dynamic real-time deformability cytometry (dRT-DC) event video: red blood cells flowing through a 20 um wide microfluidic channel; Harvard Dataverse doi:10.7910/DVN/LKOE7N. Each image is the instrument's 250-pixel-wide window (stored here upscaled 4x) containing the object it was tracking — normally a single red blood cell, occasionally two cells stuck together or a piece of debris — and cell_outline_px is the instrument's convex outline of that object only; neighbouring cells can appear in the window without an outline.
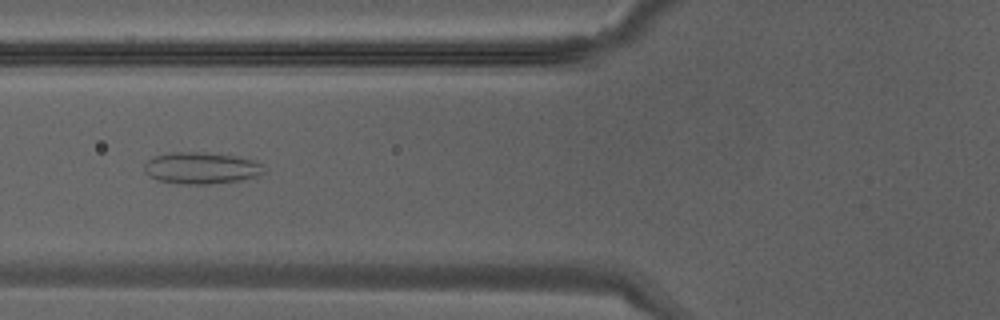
{"species": "Egyptian fruit bat (a non-hibernating species)", "species_latin": "Rousettus aegyptiacus", "temperature_condition": "warm", "stored_images_in_passage": 36, "camera_frame_rate_fps": 3000, "um_per_image_px": 0.085, "animal": {"sex": "male"}, "frame": {"image": 1, "passage_image": 12, "time_ms": 3.667, "image_size_px": [1000, 320], "cell_outline_px": [[264, 172], [256, 176], [240, 180], [208, 184], [180, 184], [156, 180], [148, 176], [144, 172], [144, 164], [152, 156], [172, 152], [204, 152], [236, 156], [256, 160], [260, 164]], "centroid_in_image_um": [17.05, 14.28], "position_along_channel_um": 108.8, "area_um2": 22.2}}
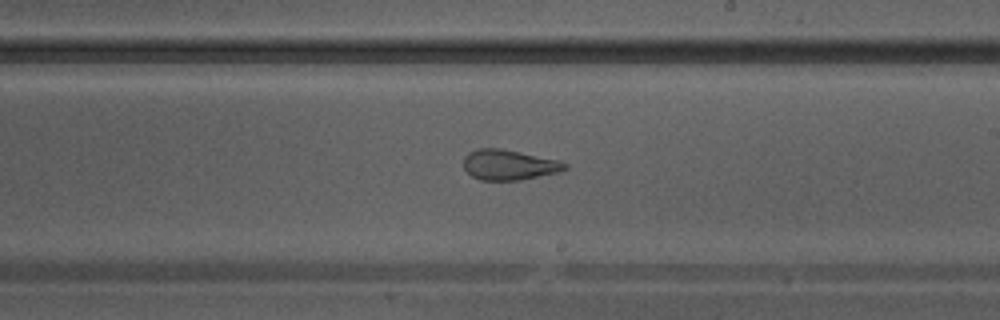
{"frame": {"image": 2, "passage_image": 20, "time_ms": 6.333, "image_size_px": [1000, 320], "cell_outline_px": [[568, 168], [560, 172], [520, 180], [480, 180], [472, 176], [464, 168], [464, 156], [468, 152], [476, 148], [500, 148], [556, 160], [568, 164]], "centroid_in_image_um": [43.24, 14.01], "position_along_channel_um": 245.8, "area_um2": 17.8}}
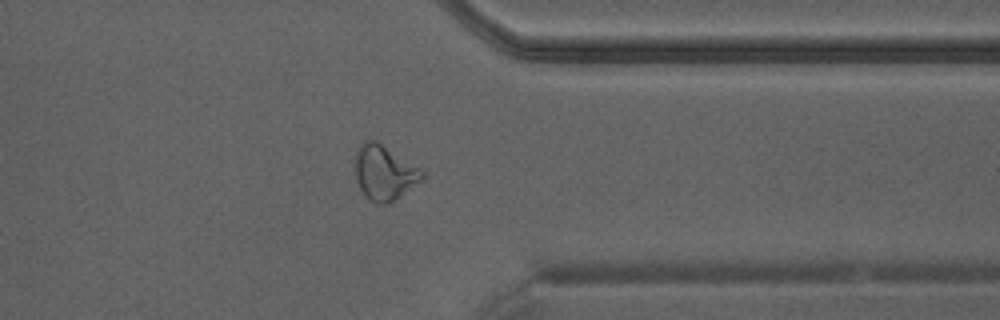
{"frame": {"image": 3, "passage_image": 28, "time_ms": 9.0, "image_size_px": [1000, 320], "cell_outline_px": [[424, 180], [388, 204], [380, 204], [372, 200], [360, 188], [356, 180], [356, 152], [368, 140], [376, 140], [420, 168], [424, 172]], "centroid_in_image_um": [32.72, 14.69], "position_along_channel_um": 378.7, "area_um2": 20.92}}